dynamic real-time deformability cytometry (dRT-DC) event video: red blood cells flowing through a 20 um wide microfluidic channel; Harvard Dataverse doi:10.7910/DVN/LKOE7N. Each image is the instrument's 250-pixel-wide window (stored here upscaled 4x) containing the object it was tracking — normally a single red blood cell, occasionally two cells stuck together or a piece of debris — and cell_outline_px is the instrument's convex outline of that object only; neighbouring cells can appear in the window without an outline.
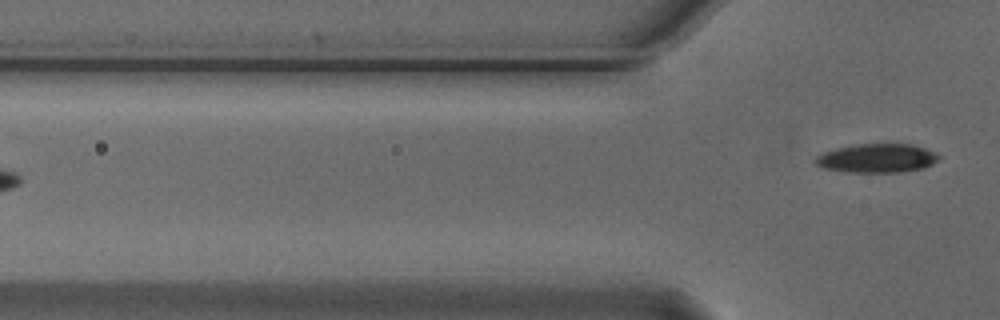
{"species": "Egyptian fruit bat (a non-hibernating species)", "species_latin": "Rousettus aegyptiacus", "temperature_condition": "cold", "stored_images_in_passage": 4, "camera_frame_rate_fps": 3000, "um_per_image_px": 0.085, "animal": {"sex": "male"}, "frame": {"image": 1, "passage_image": 4, "time_ms": 1.0, "image_size_px": [1000, 320], "cell_outline_px": [[940, 156], [932, 164], [920, 168], [896, 172], [852, 172], [824, 168], [816, 164], [812, 160], [816, 156], [824, 152], [836, 148], [852, 144], [912, 144], [936, 152]], "centroid_in_image_um": [74.5, 13.43], "position_along_channel_um": 51.3, "area_um2": 20.58}}